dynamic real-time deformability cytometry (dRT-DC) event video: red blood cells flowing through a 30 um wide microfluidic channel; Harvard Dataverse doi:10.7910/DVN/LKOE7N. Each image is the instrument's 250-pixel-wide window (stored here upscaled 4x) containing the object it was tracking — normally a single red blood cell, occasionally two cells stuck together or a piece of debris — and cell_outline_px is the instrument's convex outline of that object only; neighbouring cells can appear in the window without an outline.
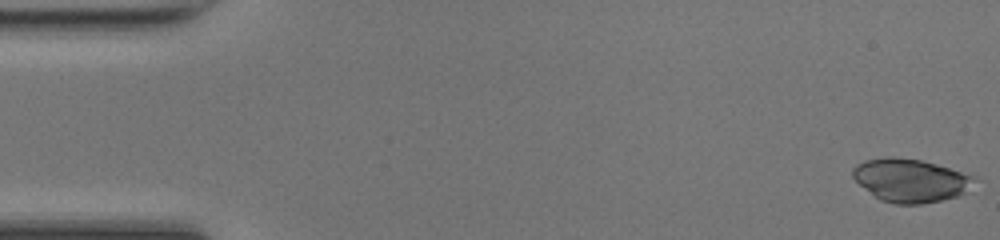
{"species": "common noctule bat (a hibernating species)", "species_latin": "Nyctalus noctula", "temperature_condition": "room temperature", "stored_images_in_passage": 48, "camera_frame_rate_fps": 3000, "um_per_image_px": 0.085, "animal": {"sex": "female", "body_mass_g": 17.0, "forearm_length_mm": 48.0}, "frame": {"image": 1, "passage_image": 1, "time_ms": 0.0, "image_size_px": [1000, 240], "cell_outline_px": [[976, 176], [964, 192], [956, 196], [940, 200], [920, 204], [896, 204], [880, 200], [864, 188], [852, 176], [852, 168], [856, 164], [864, 160], [888, 156], [892, 156], [920, 160]], "centroid_in_image_um": [77.31, 15.32], "position_along_channel_um": 7.7, "area_um2": 30.17}}